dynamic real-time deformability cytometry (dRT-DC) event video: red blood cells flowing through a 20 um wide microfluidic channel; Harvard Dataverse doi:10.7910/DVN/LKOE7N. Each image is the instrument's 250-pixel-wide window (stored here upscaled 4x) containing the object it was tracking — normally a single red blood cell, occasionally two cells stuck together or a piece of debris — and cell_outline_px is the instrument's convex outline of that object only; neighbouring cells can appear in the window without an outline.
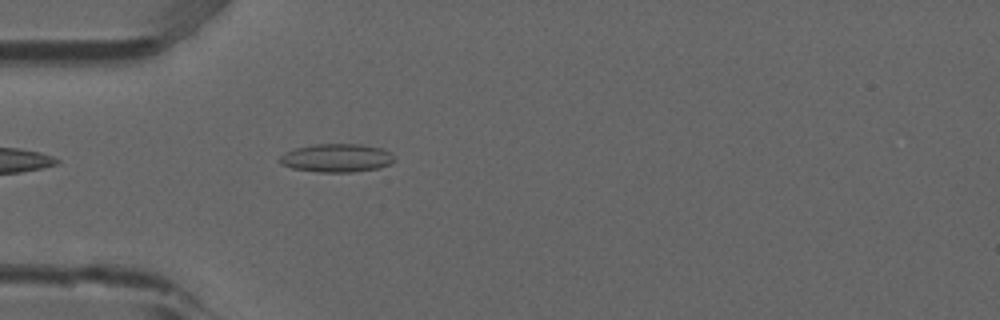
{"species": "common noctule bat (a hibernating species)", "species_latin": "Nyctalus noctula", "temperature_condition": "room temperature", "stored_images_in_passage": 36, "camera_frame_rate_fps": 3000, "um_per_image_px": 0.085, "animal": {"sex": "male", "forearm_length_mm": 52.5}, "frame": {"image": 1, "passage_image": 1, "time_ms": 0.0, "image_size_px": [1000, 320], "cell_outline_px": [[396, 160], [380, 168], [352, 172], [320, 172], [292, 168], [280, 164], [276, 160], [280, 156], [296, 148], [312, 144], [360, 144], [380, 148], [392, 152]], "centroid_in_image_um": [28.62, 13.43], "position_along_channel_um": 56.4, "area_um2": 19.02}}
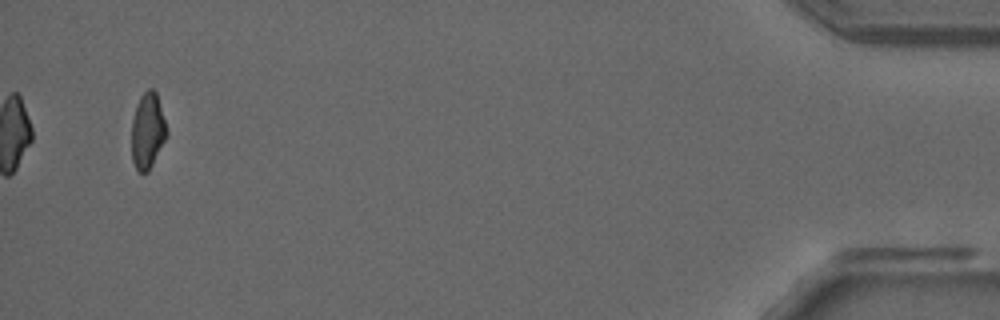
{"frame": {"image": 2, "passage_image": 36, "time_ms": 11.667, "image_size_px": [1000, 320], "cell_outline_px": [[168, 132], [148, 172], [140, 172], [136, 168], [132, 160], [132, 120], [136, 104], [140, 96], [148, 88], [152, 88], [156, 92]], "centroid_in_image_um": [12.53, 11.09], "position_along_channel_um": 422.7, "area_um2": 15.26}, "authors_computed_cell_mechanics": {"area_um2": 16.4441, "velocity_mm_per_s": 3.905, "shape_relaxation_time_tau1_ms": null, "shape_relaxation_time_tau2_ms": 2.3766, "deformation_change_tau1": null, "deformation_change_tau2": 0.0822}}